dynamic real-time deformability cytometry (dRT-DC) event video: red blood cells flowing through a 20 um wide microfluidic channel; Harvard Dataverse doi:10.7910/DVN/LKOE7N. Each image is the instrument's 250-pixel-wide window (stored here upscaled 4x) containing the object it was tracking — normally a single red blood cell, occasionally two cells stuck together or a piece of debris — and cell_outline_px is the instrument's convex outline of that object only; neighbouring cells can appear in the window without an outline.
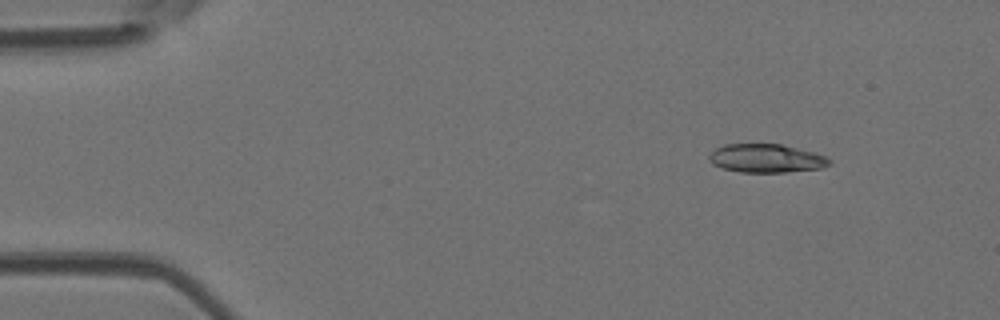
{"species": "Egyptian fruit bat (a non-hibernating species)", "species_latin": "Rousettus aegyptiacus", "temperature_condition": "room temperature", "stored_images_in_passage": 6, "camera_frame_rate_fps": 3000, "um_per_image_px": 0.085, "animal": {"sex": "female"}, "frame": {"image": 1, "passage_image": 2, "time_ms": 0.333, "image_size_px": [1000, 320], "cell_outline_px": [[832, 164], [820, 168], [784, 172], [740, 172], [724, 168], [712, 164], [708, 160], [708, 156], [716, 148], [724, 144], [780, 144], [812, 152], [824, 156], [832, 160]], "centroid_in_image_um": [65.11, 13.46], "position_along_channel_um": 19.9, "area_um2": 19.83}}
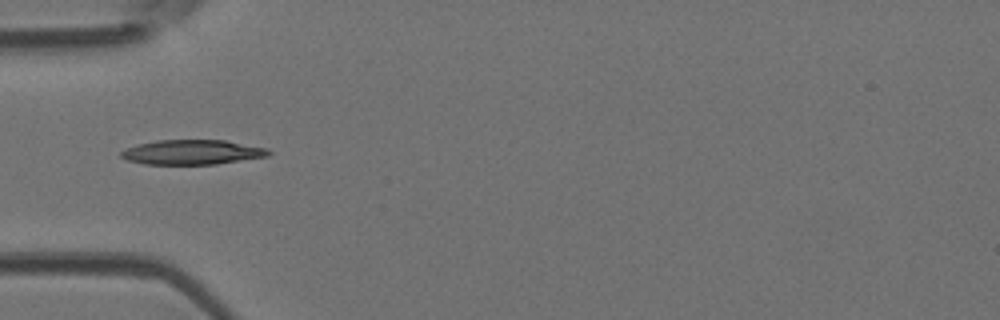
{"frame": {"image": 2, "passage_image": 5, "time_ms": 1.333, "image_size_px": [1000, 320], "cell_outline_px": [[272, 152], [268, 156], [216, 164], [144, 164], [128, 160], [120, 156], [120, 152], [124, 148], [156, 140], [224, 140], [268, 148]], "centroid_in_image_um": [16.34, 12.93], "position_along_channel_um": 68.7, "area_um2": 21.21}}
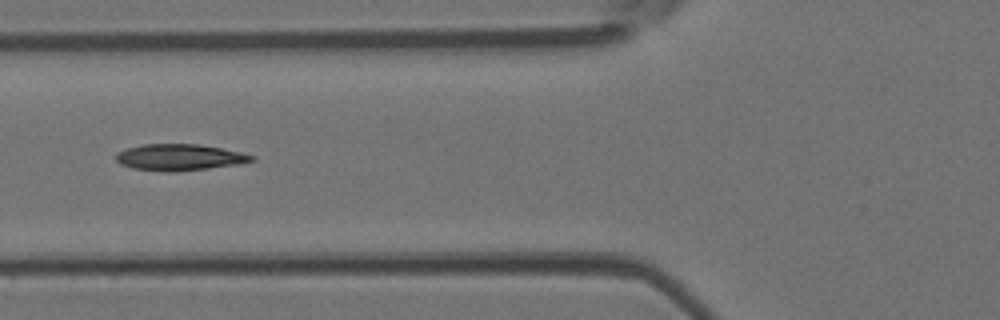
{"frame": {"image": 3, "passage_image": 6, "time_ms": 1.667, "image_size_px": [1000, 320], "cell_outline_px": [[256, 160], [240, 164], [176, 172], [168, 172], [132, 168], [120, 164], [116, 160], [116, 156], [120, 152], [128, 148], [144, 144], [200, 144], [240, 152], [256, 156]], "centroid_in_image_um": [15.3, 13.38], "position_along_channel_um": 110.5, "area_um2": 20.81}}